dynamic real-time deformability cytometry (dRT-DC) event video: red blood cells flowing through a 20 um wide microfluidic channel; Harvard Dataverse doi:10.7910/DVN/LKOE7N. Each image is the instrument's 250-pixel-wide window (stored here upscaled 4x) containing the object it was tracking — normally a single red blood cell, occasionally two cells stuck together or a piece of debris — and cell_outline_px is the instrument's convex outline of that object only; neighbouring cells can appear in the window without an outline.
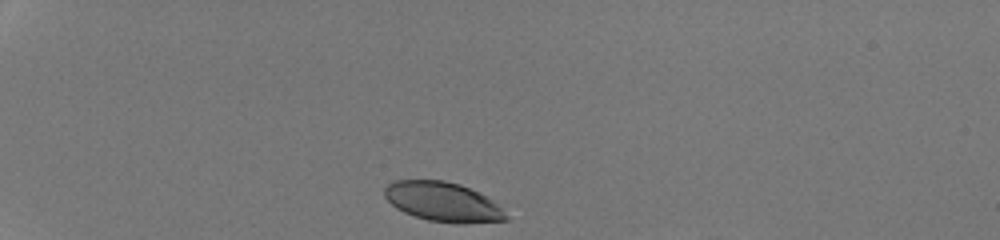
{"species": "human", "species_latin": "Homo sapiens", "temperature_condition": "room temperature", "stored_images_in_passage": 31, "camera_frame_rate_fps": 3000, "um_per_image_px": 0.085, "donor": {"sex": "male"}, "frame": {"image": 1, "passage_image": 1, "time_ms": 0.0, "image_size_px": [1000, 240], "cell_outline_px": [[508, 220], [460, 224], [456, 224], [428, 220], [404, 212], [396, 208], [384, 196], [384, 188], [392, 180], [444, 180], [460, 184], [480, 192], [492, 200], [508, 216]], "centroid_in_image_um": [37.64, 17.15], "position_along_channel_um": 47.4, "area_um2": 27.98}}
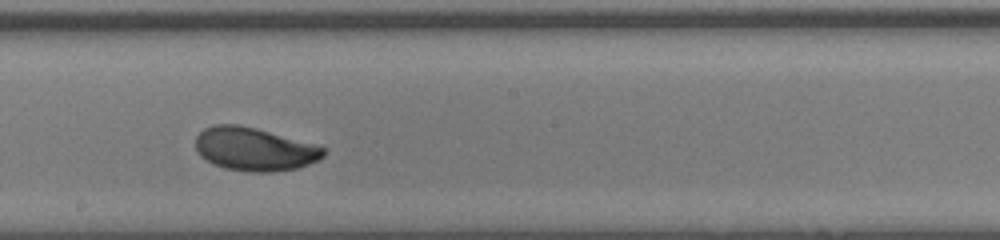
{"frame": {"image": 2, "passage_image": 18, "time_ms": 5.667, "image_size_px": [1000, 240], "cell_outline_px": [[328, 148], [324, 156], [308, 164], [296, 168], [272, 172], [256, 172], [224, 168], [212, 164], [200, 156], [196, 148], [196, 136], [204, 128], [212, 124], [240, 124], [256, 128]], "centroid_in_image_um": [21.6, 12.67], "position_along_channel_um": 226.6, "area_um2": 32.25}}
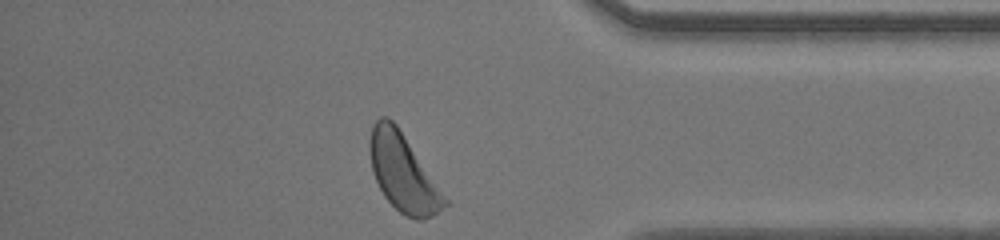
{"frame": {"image": 3, "passage_image": 31, "time_ms": 10.0, "image_size_px": [1000, 240], "cell_outline_px": [[448, 204], [432, 216], [420, 220], [416, 220], [400, 212], [384, 196], [372, 172], [368, 144], [372, 124], [380, 116], [388, 116], [396, 124], [448, 200]], "centroid_in_image_um": [34.22, 14.66], "position_along_channel_um": 401.0, "area_um2": 33.29}, "authors_computed_cell_mechanics": {"area_um2": 31.6166, "velocity_mm_per_s": 4.2878, "shape_relaxation_time_tau1_ms": 3.4055, "shape_relaxation_time_tau2_ms": null, "deformation_change_tau1": 0.1517, "deformation_change_tau2": null}}